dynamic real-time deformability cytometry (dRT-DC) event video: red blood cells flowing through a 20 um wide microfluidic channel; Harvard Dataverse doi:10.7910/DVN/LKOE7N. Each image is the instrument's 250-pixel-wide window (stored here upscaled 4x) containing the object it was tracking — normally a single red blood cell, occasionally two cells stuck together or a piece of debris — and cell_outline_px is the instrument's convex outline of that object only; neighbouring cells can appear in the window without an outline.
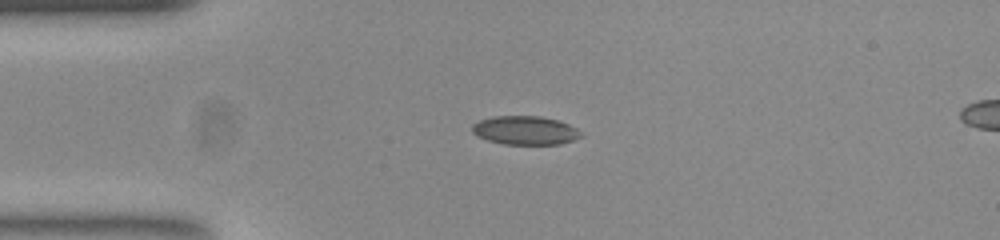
{"species": "common noctule bat (a hibernating species)", "species_latin": "Nyctalus noctula", "temperature_condition": "room temperature", "stored_images_in_passage": 42, "camera_frame_rate_fps": 3000, "um_per_image_px": 0.085, "animal": {"sex": "female", "body_mass_g": 23.0, "forearm_length_mm": 53.4}, "frame": {"image": 1, "passage_image": 1, "time_ms": 0.0, "image_size_px": [1000, 240], "cell_outline_px": [[584, 136], [560, 144], [504, 144], [488, 140], [476, 136], [472, 132], [472, 124], [480, 120], [492, 116], [540, 116], [556, 120], [568, 124], [584, 132]], "centroid_in_image_um": [44.64, 11.08], "position_along_channel_um": 40.4, "area_um2": 18.26}}
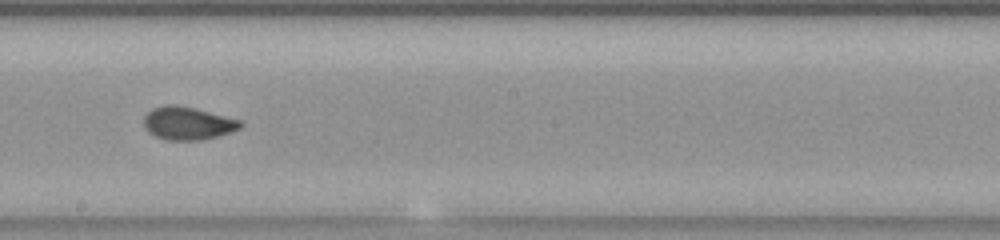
{"frame": {"image": 2, "passage_image": 18, "time_ms": 5.667, "image_size_px": [1000, 240], "cell_outline_px": [[244, 124], [240, 128], [232, 132], [200, 140], [168, 140], [156, 136], [148, 132], [144, 128], [144, 116], [152, 108], [164, 104], [176, 104], [196, 108], [240, 120]], "centroid_in_image_um": [15.94, 10.46], "position_along_channel_um": 232.3, "area_um2": 18.67}}
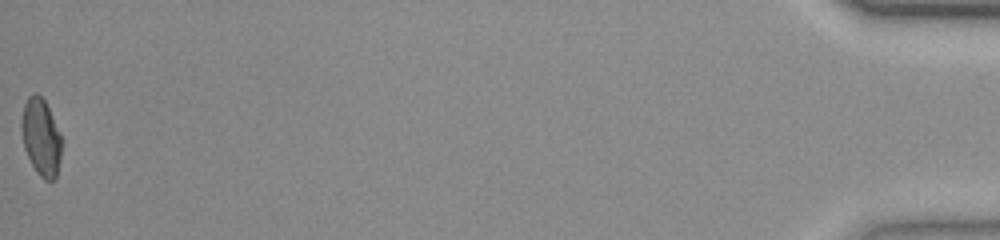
{"frame": {"image": 3, "passage_image": 42, "time_ms": 13.667, "image_size_px": [1000, 240], "cell_outline_px": [[60, 160], [56, 180], [44, 180], [36, 172], [24, 148], [20, 128], [20, 124], [24, 104], [28, 96], [36, 92], [44, 100], [48, 108], [60, 136]], "centroid_in_image_um": [3.45, 11.68], "position_along_channel_um": 431.7, "area_um2": 17.8}, "authors_computed_cell_mechanics": {"area_um2": 18.207, "velocity_mm_per_s": 3.8111, "shape_relaxation_time_tau1_ms": 7.9905, "shape_relaxation_time_tau2_ms": 0.718, "deformation_change_tau1": 0.1869, "deformation_change_tau2": 0.0568}}